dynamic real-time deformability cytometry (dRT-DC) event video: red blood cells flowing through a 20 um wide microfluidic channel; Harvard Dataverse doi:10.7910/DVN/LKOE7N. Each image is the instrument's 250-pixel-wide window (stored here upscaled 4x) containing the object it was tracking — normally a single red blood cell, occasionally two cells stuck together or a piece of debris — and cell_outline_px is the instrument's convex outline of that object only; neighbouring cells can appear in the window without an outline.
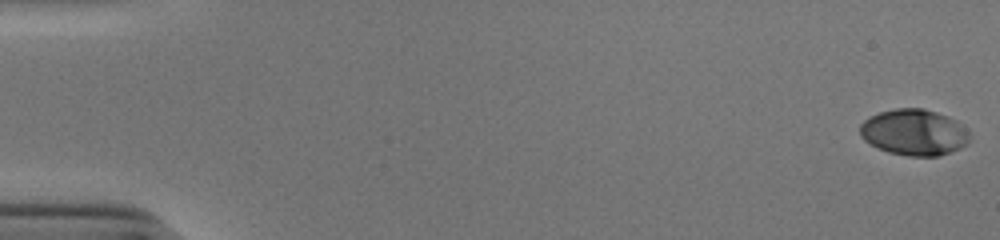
{"species": "human", "species_latin": "Homo sapiens", "temperature_condition": "cold", "stored_images_in_passage": 53, "camera_frame_rate_fps": 3000, "um_per_image_px": 0.085, "donor": {"sex": "male"}, "frame": {"image": 1, "passage_image": 1, "time_ms": 0.0, "image_size_px": [1000, 240], "cell_outline_px": [[968, 144], [960, 148], [936, 156], [908, 156], [888, 152], [864, 140], [860, 136], [860, 124], [868, 116], [880, 112], [896, 108], [924, 108], [936, 112], [956, 120], [968, 132]], "centroid_in_image_um": [77.67, 11.24], "position_along_channel_um": 7.3, "area_um2": 29.3}}
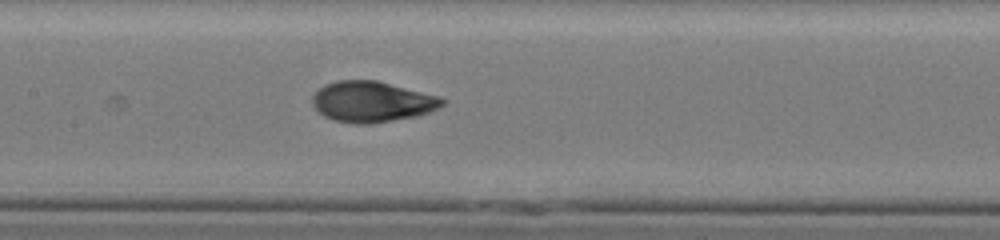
{"frame": {"image": 2, "passage_image": 27, "time_ms": 8.667, "image_size_px": [1000, 240], "cell_outline_px": [[448, 100], [444, 104], [428, 112], [416, 116], [372, 124], [356, 124], [332, 120], [324, 116], [312, 104], [312, 96], [324, 84], [336, 80], [376, 80], [440, 96]], "centroid_in_image_um": [31.62, 8.64], "position_along_channel_um": 175.8, "area_um2": 30.92}}
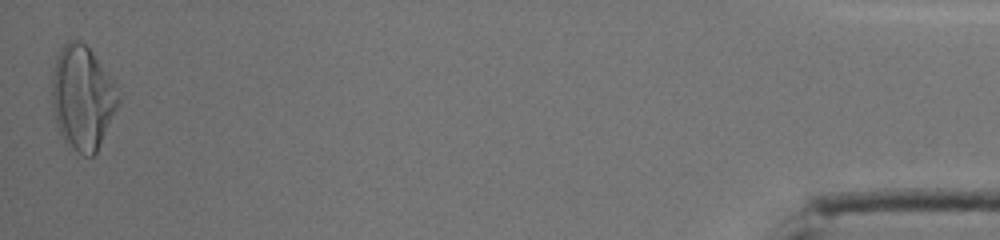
{"frame": {"image": 3, "passage_image": 53, "time_ms": 17.333, "image_size_px": [1000, 240], "cell_outline_px": [[120, 104], [96, 152], [92, 156], [84, 156], [64, 140], [56, 124], [52, 104], [52, 76], [56, 56], [60, 48], [68, 40], [80, 40], [92, 52], [108, 76], [120, 96]], "centroid_in_image_um": [6.99, 8.3], "position_along_channel_um": 428.2, "area_um2": 39.71}, "authors_computed_cell_mechanics": {"area_um2": 30.1138, "velocity_mm_per_s": 3.9188, "shape_relaxation_time_tau1_ms": 3.3066, "shape_relaxation_time_tau2_ms": 0.8323, "deformation_change_tau1": 0.1797, "deformation_change_tau2": 0.0539}}